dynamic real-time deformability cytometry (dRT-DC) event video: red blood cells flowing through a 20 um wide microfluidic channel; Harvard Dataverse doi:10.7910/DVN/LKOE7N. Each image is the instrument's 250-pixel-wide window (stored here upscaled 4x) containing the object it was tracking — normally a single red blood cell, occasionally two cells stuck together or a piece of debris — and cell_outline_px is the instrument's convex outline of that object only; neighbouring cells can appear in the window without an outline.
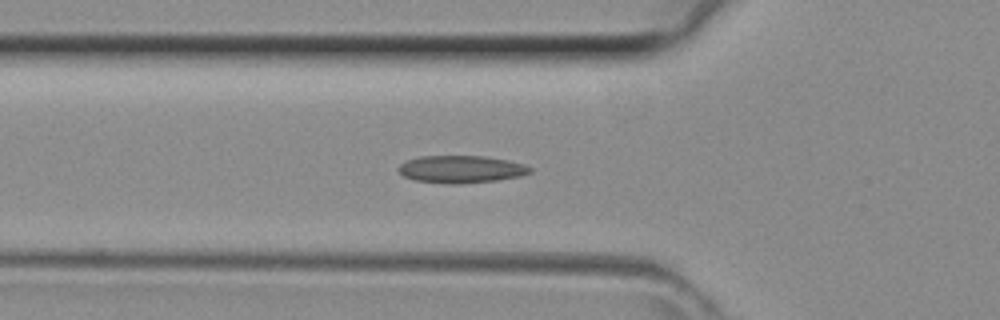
{"species": "common noctule bat (a hibernating species)", "species_latin": "Nyctalus noctula", "temperature_condition": "room temperature", "stored_images_in_passage": 35, "camera_frame_rate_fps": 3000, "um_per_image_px": 0.085, "animal": {"sex": "female", "body_mass_g": 29.2, "forearm_length_mm": 56.3}, "frame": {"image": 1, "passage_image": 15, "time_ms": 4.667, "image_size_px": [1000, 320], "cell_outline_px": [[532, 172], [524, 176], [500, 180], [460, 184], [444, 184], [416, 180], [404, 176], [396, 168], [400, 164], [408, 160], [420, 156], [484, 156], [508, 160], [524, 164], [532, 168]], "centroid_in_image_um": [39.24, 14.39], "position_along_channel_um": 86.6, "area_um2": 21.27}}
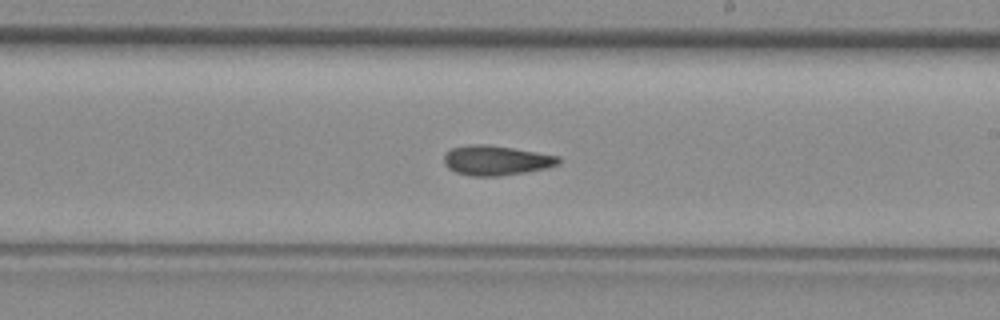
{"frame": {"image": 2, "passage_image": 25, "time_ms": 8.0, "image_size_px": [1000, 320], "cell_outline_px": [[560, 164], [544, 168], [524, 172], [500, 176], [472, 176], [456, 172], [448, 168], [444, 164], [444, 156], [452, 148], [468, 144], [484, 144], [512, 148], [560, 156]], "centroid_in_image_um": [42.16, 13.63], "position_along_channel_um": 246.8, "area_um2": 19.71}}
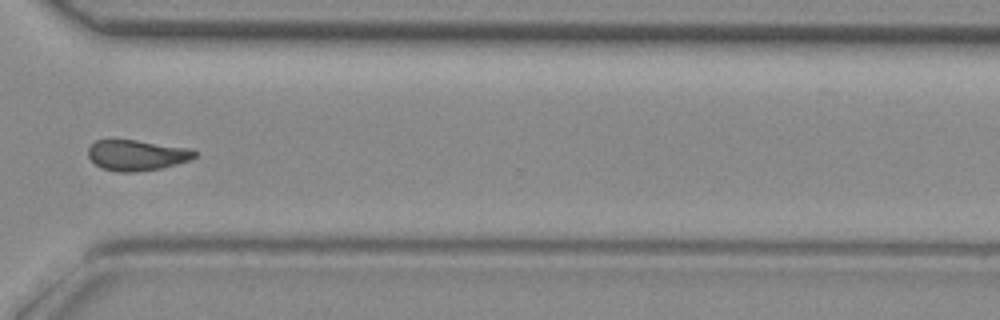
{"frame": {"image": 3, "passage_image": 32, "time_ms": 10.333, "image_size_px": [1000, 320], "cell_outline_px": [[196, 156], [188, 160], [176, 164], [160, 168], [136, 172], [116, 172], [100, 168], [88, 156], [88, 148], [96, 140], [136, 140], [192, 148], [196, 152]], "centroid_in_image_um": [11.62, 13.19], "position_along_channel_um": 359.0, "area_um2": 19.02}}